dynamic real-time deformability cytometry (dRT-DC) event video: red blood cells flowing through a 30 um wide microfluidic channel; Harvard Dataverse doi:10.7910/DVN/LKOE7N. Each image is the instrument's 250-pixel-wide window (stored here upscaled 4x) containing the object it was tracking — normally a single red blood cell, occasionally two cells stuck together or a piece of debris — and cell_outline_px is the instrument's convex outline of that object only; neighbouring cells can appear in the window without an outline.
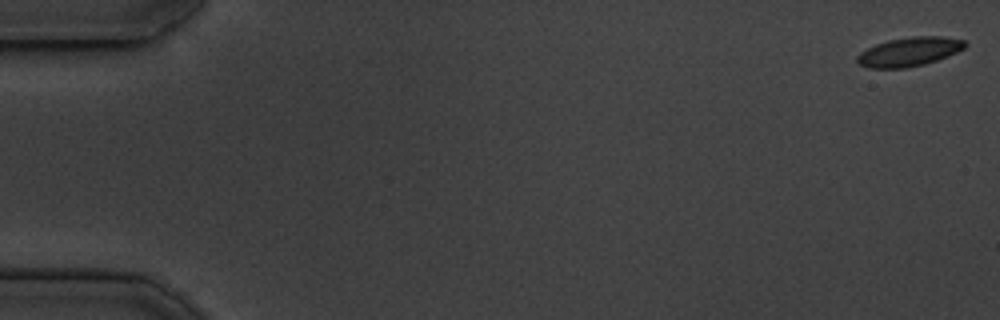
{"species": "common noctule bat (a hibernating species)", "species_latin": "Nyctalus noctula", "temperature_condition": "cold", "stored_images_in_passage": 54, "camera_frame_rate_fps": 3000, "um_per_image_px": 0.085, "animal": {"sex": "male", "body_mass_g": 19.5, "forearm_length_mm": 54.6}, "frame": {"image": 1, "passage_image": 1, "time_ms": 0.0, "image_size_px": [1000, 320], "cell_outline_px": [[968, 44], [964, 48], [948, 56], [924, 64], [904, 68], [868, 68], [860, 64], [856, 60], [856, 56], [860, 52], [876, 44], [888, 40], [912, 36], [940, 36], [964, 40]], "centroid_in_image_um": [77.28, 4.39], "position_along_channel_um": 7.7, "area_um2": 18.15}}
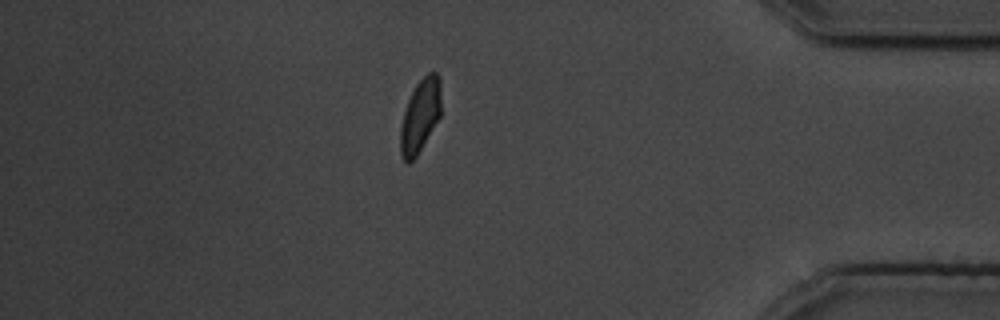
{"frame": {"image": 2, "passage_image": 47, "time_ms": 15.333, "image_size_px": [1000, 320], "cell_outline_px": [[440, 116], [416, 156], [408, 164], [404, 160], [400, 152], [400, 128], [404, 112], [408, 100], [416, 84], [428, 72], [436, 72], [440, 76]], "centroid_in_image_um": [35.71, 9.82], "position_along_channel_um": 399.5, "area_um2": 17.11}}
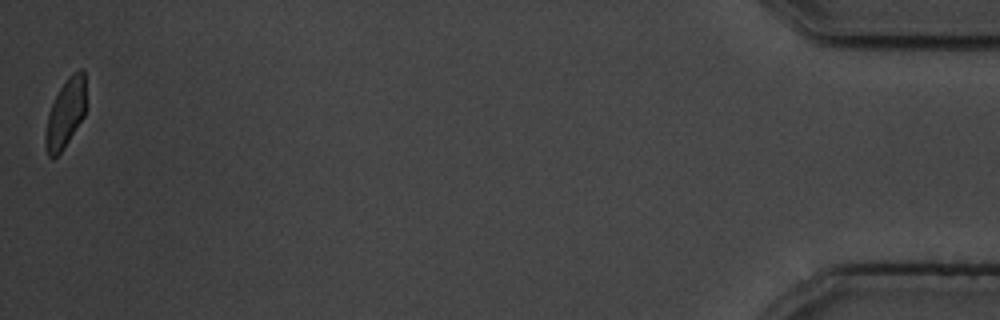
{"frame": {"image": 3, "passage_image": 54, "time_ms": 17.667, "image_size_px": [1000, 320], "cell_outline_px": [[84, 116], [64, 148], [56, 156], [48, 156], [44, 144], [44, 140], [48, 112], [60, 88], [68, 76], [80, 68], [84, 68]], "centroid_in_image_um": [5.54, 9.64], "position_along_channel_um": 429.7, "area_um2": 15.95}, "authors_computed_cell_mechanics": {"area_um2": 18.2359, "velocity_mm_per_s": 3.7321, "shape_relaxation_time_tau1_ms": 3.3075, "shape_relaxation_time_tau2_ms": 1.9108, "deformation_change_tau1": 0.0747, "deformation_change_tau2": 0.0334}}